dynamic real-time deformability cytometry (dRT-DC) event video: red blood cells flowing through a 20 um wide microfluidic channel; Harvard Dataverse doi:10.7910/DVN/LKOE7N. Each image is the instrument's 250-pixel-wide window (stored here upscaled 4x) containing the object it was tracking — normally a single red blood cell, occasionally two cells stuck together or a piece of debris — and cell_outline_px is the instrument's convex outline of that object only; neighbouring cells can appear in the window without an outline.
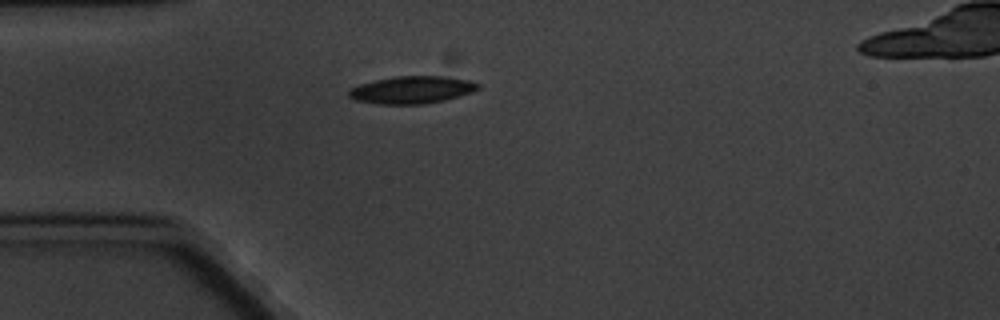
{"species": "common noctule bat (a hibernating species)", "species_latin": "Nyctalus noctula", "temperature_condition": "cold", "stored_images_in_passage": 2, "camera_frame_rate_fps": 3000, "um_per_image_px": 0.085, "animal": {"sex": "male", "body_mass_g": 20.1, "forearm_length_mm": 53.5}, "frame": {"image": 1, "passage_image": 1, "time_ms": 0.0, "image_size_px": [1000, 320], "cell_outline_px": [[480, 88], [472, 92], [444, 100], [424, 104], [376, 104], [356, 100], [348, 96], [348, 88], [360, 84], [376, 80], [396, 76], [444, 76], [468, 80], [480, 84]], "centroid_in_image_um": [34.99, 7.64], "position_along_channel_um": 50.0, "area_um2": 20.63}}